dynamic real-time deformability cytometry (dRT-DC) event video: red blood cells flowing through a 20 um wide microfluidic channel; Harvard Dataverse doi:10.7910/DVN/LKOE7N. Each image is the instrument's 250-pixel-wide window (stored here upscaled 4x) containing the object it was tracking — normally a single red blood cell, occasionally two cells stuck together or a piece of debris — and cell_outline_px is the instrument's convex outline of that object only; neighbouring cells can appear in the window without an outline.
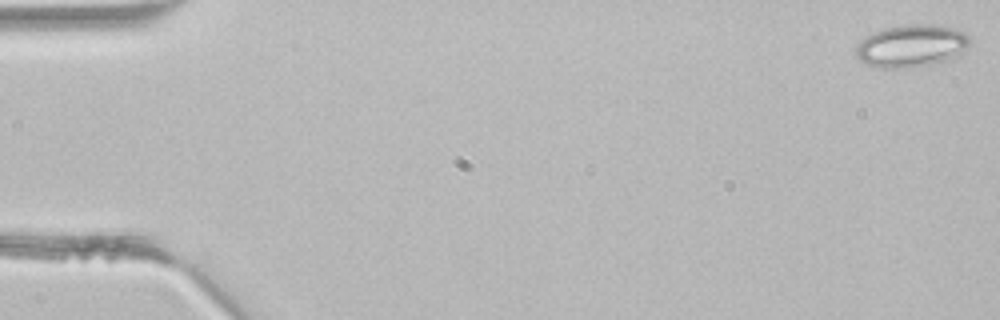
{"species": "common noctule bat (a hibernating species)", "species_latin": "Nyctalus noctula", "temperature_condition": "room temperature", "stored_images_in_passage": 43, "segment_of_instrument_passage": [1, 2], "camera_frame_rate_fps": 3000, "um_per_image_px": 0.085, "animal": {"sex": "male", "body_mass_g": 21.5, "forearm_length_mm": 52.0}, "frame": {"image": 1, "passage_image": 1, "time_ms": 0.0, "image_size_px": [1000, 320], "cell_outline_px": [[968, 48], [960, 56], [912, 68], [880, 68], [864, 64], [856, 56], [856, 48], [872, 32], [880, 28], [900, 24], [940, 24], [964, 32], [968, 36]], "centroid_in_image_um": [77.47, 3.89], "position_along_channel_um": 7.5, "area_um2": 28.44}}
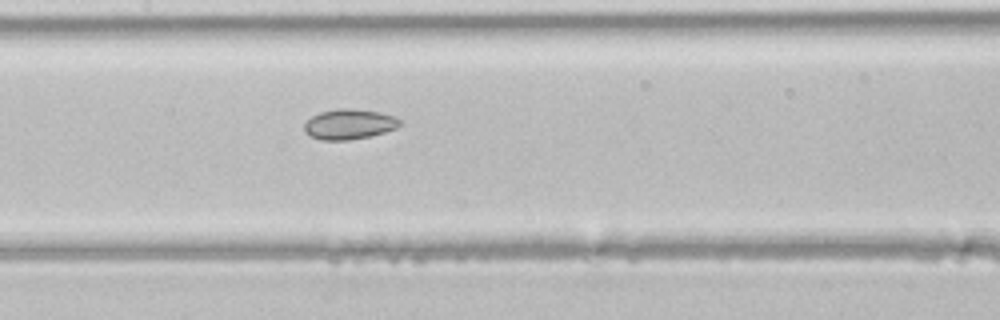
{"frame": {"image": 2, "passage_image": 21, "time_ms": 6.667, "image_size_px": [1000, 320], "cell_outline_px": [[400, 124], [396, 128], [384, 132], [368, 136], [348, 140], [320, 140], [308, 136], [304, 132], [304, 124], [312, 116], [320, 112], [336, 108], [348, 108], [380, 112], [392, 116], [400, 120]], "centroid_in_image_um": [29.62, 10.56], "position_along_channel_um": 177.8, "area_um2": 16.76}}
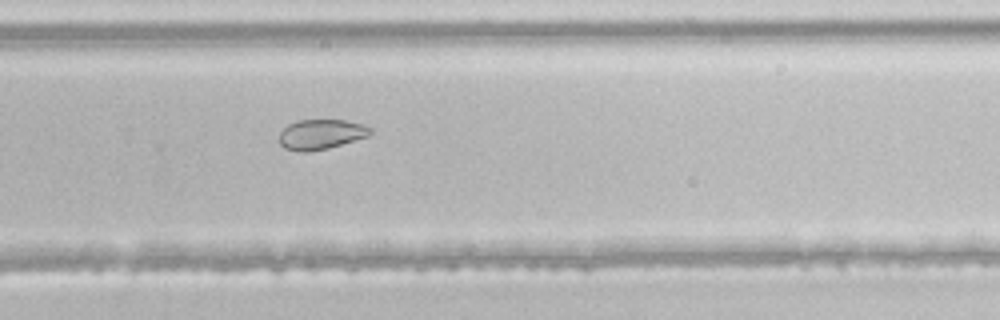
{"frame": {"image": 3, "passage_image": 29, "time_ms": 9.333, "image_size_px": [1000, 320], "cell_outline_px": [[372, 132], [368, 136], [328, 148], [308, 152], [300, 152], [284, 148], [280, 144], [280, 132], [288, 124], [300, 120], [344, 120], [360, 124], [372, 128]], "centroid_in_image_um": [27.26, 11.42], "position_along_channel_um": 302.5, "area_um2": 15.78}}